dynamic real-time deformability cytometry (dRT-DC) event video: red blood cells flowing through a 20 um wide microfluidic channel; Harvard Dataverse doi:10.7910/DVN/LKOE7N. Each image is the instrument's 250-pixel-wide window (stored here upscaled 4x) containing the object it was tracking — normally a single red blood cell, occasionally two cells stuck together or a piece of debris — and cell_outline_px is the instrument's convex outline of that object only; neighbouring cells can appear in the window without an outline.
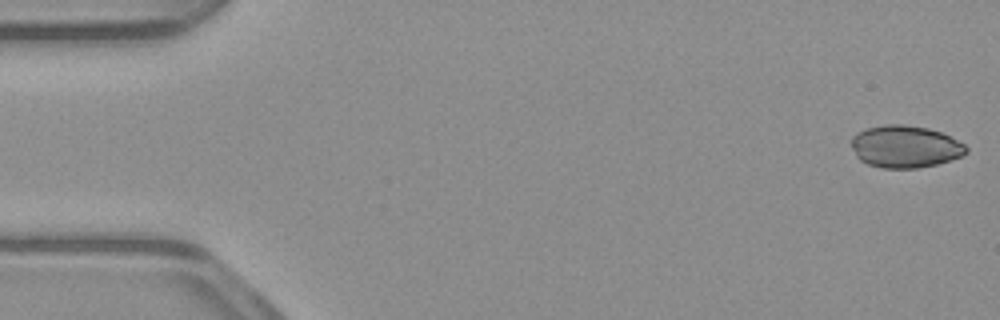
{"species": "common noctule bat (a hibernating species)", "species_latin": "Nyctalus noctula", "temperature_condition": "warm", "stored_images_in_passage": 52, "camera_frame_rate_fps": 3000, "um_per_image_px": 0.085, "animal": {"sex": "male", "body_mass_g": 23.1, "forearm_length_mm": 52.7}, "frame": {"image": 1, "passage_image": 1, "time_ms": 0.0, "image_size_px": [1000, 320], "cell_outline_px": [[968, 152], [964, 156], [936, 164], [916, 168], [880, 168], [868, 164], [860, 160], [856, 156], [852, 148], [852, 136], [856, 132], [868, 128], [884, 124], [904, 124], [928, 128], [940, 132], [964, 144], [968, 148]], "centroid_in_image_um": [76.93, 12.46], "position_along_channel_um": 8.1, "area_um2": 28.32}}